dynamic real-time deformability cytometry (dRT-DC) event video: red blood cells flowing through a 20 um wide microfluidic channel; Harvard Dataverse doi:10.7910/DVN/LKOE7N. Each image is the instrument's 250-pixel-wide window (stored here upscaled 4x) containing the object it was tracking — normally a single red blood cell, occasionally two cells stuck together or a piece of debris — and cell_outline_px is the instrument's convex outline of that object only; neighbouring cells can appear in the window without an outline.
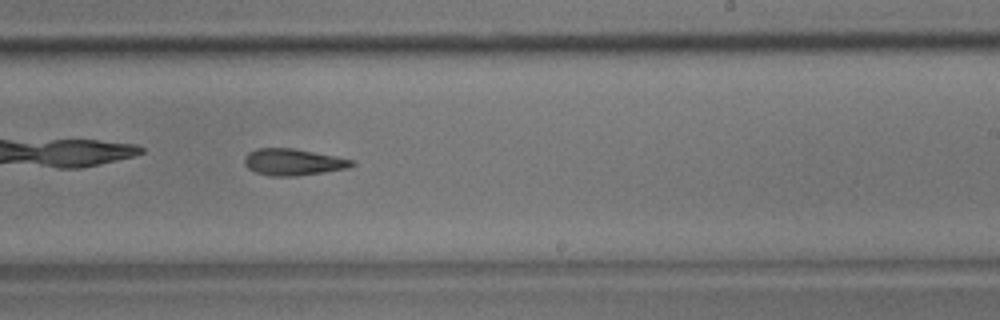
{"species": "common noctule bat (a hibernating species)", "species_latin": "Nyctalus noctula", "temperature_condition": "room temperature", "stored_images_in_passage": 31, "camera_frame_rate_fps": 3000, "um_per_image_px": 0.085, "animal": {"sex": "male", "body_mass_g": 17.9}, "frame": {"image": 1, "passage_image": 14, "time_ms": 4.333, "image_size_px": [1000, 320], "cell_outline_px": [[356, 164], [348, 168], [324, 172], [296, 176], [268, 176], [256, 172], [248, 168], [244, 164], [244, 156], [248, 152], [256, 148], [292, 148], [336, 156], [356, 160]], "centroid_in_image_um": [24.92, 13.77], "position_along_channel_um": 264.1, "area_um2": 16.82}}